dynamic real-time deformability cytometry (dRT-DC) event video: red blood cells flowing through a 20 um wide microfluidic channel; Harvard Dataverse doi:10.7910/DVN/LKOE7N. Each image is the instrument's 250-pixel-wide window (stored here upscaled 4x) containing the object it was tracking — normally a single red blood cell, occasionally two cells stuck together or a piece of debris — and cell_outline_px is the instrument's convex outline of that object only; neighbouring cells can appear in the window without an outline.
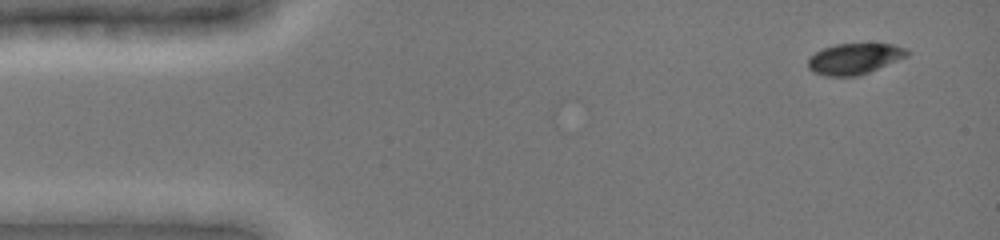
{"species": "common noctule bat (a hibernating species)", "species_latin": "Nyctalus noctula", "temperature_condition": "cold", "stored_images_in_passage": 10, "camera_frame_rate_fps": 3000, "um_per_image_px": 0.085, "animal": {"sex": "female", "body_mass_g": 19.0, "forearm_length_mm": 51.5}, "frame": {"image": 1, "passage_image": 1, "time_ms": 0.0, "image_size_px": [1000, 240], "cell_outline_px": [[912, 52], [908, 56], [868, 72], [856, 76], [824, 76], [812, 72], [808, 68], [808, 60], [816, 52], [824, 48], [836, 44], [892, 44], [908, 48]], "centroid_in_image_um": [72.65, 4.99], "position_along_channel_um": 12.3, "area_um2": 17.8}}
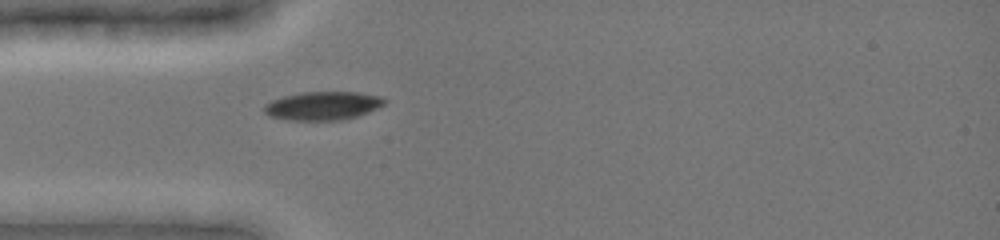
{"frame": {"image": 2, "passage_image": 10, "time_ms": 3.667, "image_size_px": [1000, 240], "cell_outline_px": [[388, 100], [384, 104], [368, 112], [344, 120], [288, 120], [268, 116], [264, 112], [264, 104], [272, 100], [284, 96], [300, 92], [360, 92], [380, 96]], "centroid_in_image_um": [27.43, 8.99], "position_along_channel_um": 57.6, "area_um2": 20.06}}